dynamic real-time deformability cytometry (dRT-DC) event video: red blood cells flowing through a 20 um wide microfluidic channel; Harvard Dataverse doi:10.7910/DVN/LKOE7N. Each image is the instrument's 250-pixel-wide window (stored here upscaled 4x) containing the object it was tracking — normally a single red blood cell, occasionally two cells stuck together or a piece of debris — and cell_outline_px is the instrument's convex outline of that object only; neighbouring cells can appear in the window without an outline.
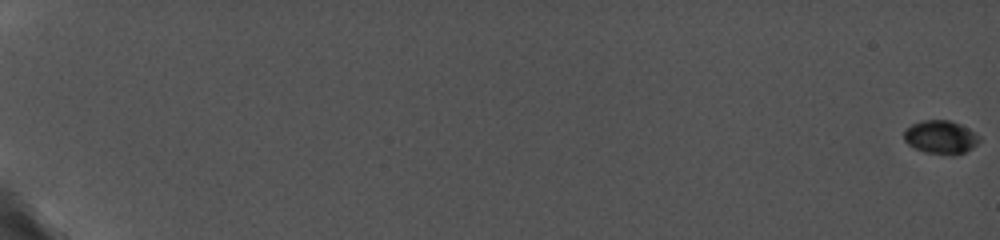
{"species": "common noctule bat (a hibernating species)", "species_latin": "Nyctalus noctula", "temperature_condition": "cold", "stored_images_in_passage": 28, "camera_frame_rate_fps": 5000, "um_per_image_px": 0.085, "animal": {"sex": "female", "body_mass_g": 19.0, "forearm_length_mm": 56.7}, "frame": {"image": 1, "passage_image": 1, "time_ms": 0.0, "image_size_px": [1000, 240], "cell_outline_px": [[980, 140], [972, 148], [964, 152], [952, 156], [924, 152], [908, 144], [904, 140], [904, 128], [912, 124], [924, 120], [948, 120], [960, 124], [968, 128], [980, 136]], "centroid_in_image_um": [79.95, 11.66], "position_along_channel_um": 5.0, "area_um2": 14.74}}
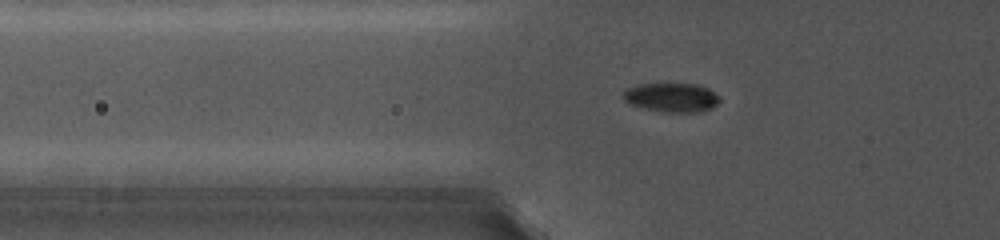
{"frame": {"image": 2, "passage_image": 22, "time_ms": 8.0, "image_size_px": [1000, 240], "cell_outline_px": [[720, 100], [712, 108], [704, 112], [664, 112], [632, 104], [624, 100], [624, 88], [636, 84], [696, 84], [708, 88], [720, 96]], "centroid_in_image_um": [57.12, 8.28], "position_along_channel_um": 68.7, "area_um2": 16.3}}
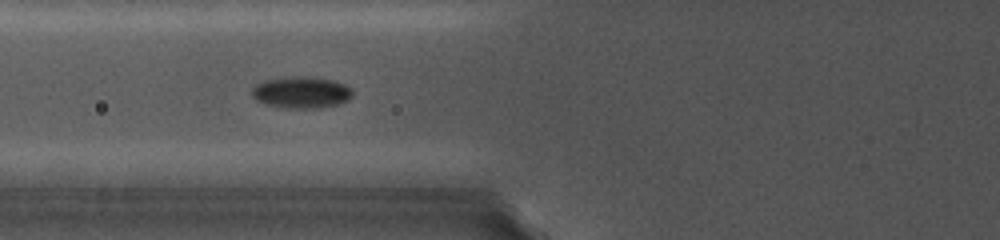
{"frame": {"image": 3, "passage_image": 25, "time_ms": 9.0, "image_size_px": [1000, 240], "cell_outline_px": [[352, 96], [348, 100], [340, 104], [320, 108], [284, 108], [264, 104], [256, 100], [252, 96], [252, 88], [256, 84], [264, 80], [292, 76], [312, 76], [332, 80], [344, 84], [352, 88]], "centroid_in_image_um": [25.61, 7.85], "position_along_channel_um": 100.2, "area_um2": 18.84}}